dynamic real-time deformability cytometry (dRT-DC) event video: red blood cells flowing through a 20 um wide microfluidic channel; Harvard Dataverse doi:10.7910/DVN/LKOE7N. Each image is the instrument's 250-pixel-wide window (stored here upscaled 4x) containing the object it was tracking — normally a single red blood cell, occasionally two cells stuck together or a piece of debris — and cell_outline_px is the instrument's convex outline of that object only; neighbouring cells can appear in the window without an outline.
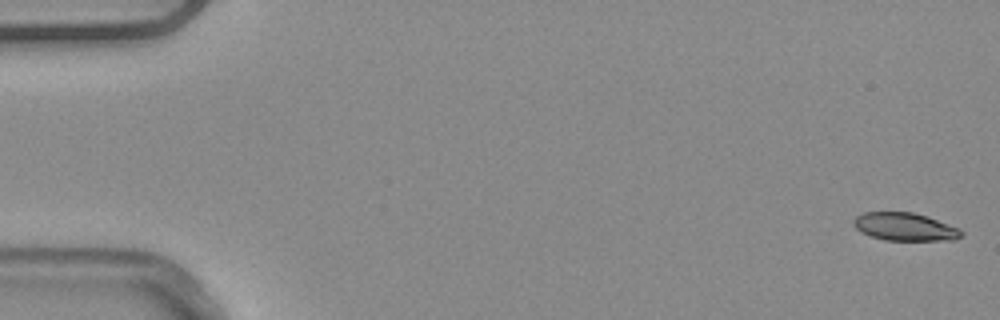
{"species": "common noctule bat (a hibernating species)", "species_latin": "Nyctalus noctula", "temperature_condition": "warm", "stored_images_in_passage": 52, "camera_frame_rate_fps": 3000, "um_per_image_px": 0.085, "animal": {"sex": "male", "body_mass_g": 20.4}, "frame": {"image": 1, "passage_image": 1, "time_ms": 0.0, "image_size_px": [1000, 320], "cell_outline_px": [[964, 232], [956, 240], [884, 240], [860, 232], [852, 224], [852, 220], [856, 216], [864, 212], [912, 212], [928, 216], [960, 228]], "centroid_in_image_um": [76.91, 19.27], "position_along_channel_um": 8.1, "area_um2": 17.69}}
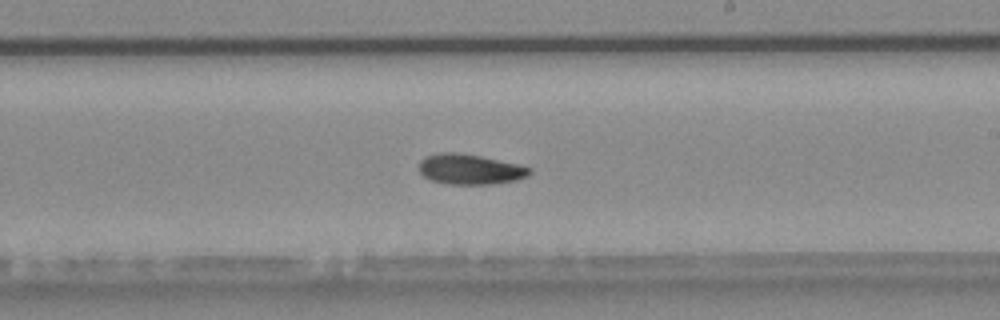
{"frame": {"image": 2, "passage_image": 31, "time_ms": 10.0, "image_size_px": [1000, 320], "cell_outline_px": [[532, 172], [528, 176], [516, 180], [492, 184], [448, 184], [432, 180], [424, 176], [420, 172], [420, 160], [424, 156], [440, 152], [460, 152], [520, 164], [532, 168]], "centroid_in_image_um": [39.97, 14.37], "position_along_channel_um": 249.0, "area_um2": 19.65}}
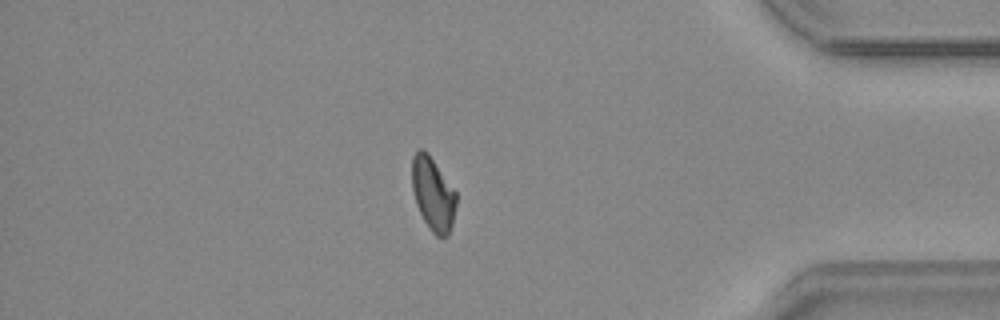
{"frame": {"image": 3, "passage_image": 45, "time_ms": 14.667, "image_size_px": [1000, 320], "cell_outline_px": [[456, 204], [452, 224], [448, 236], [436, 236], [432, 232], [424, 220], [416, 204], [412, 192], [412, 156], [420, 148], [424, 148], [428, 152], [456, 192]], "centroid_in_image_um": [36.79, 16.46], "position_along_channel_um": 398.4, "area_um2": 18.9}, "authors_computed_cell_mechanics": {"area_um2": 19.0451, "velocity_mm_per_s": 3.8986, "shape_relaxation_time_tau1_ms": 7.6557, "shape_relaxation_time_tau2_ms": null, "deformation_change_tau1": 0.1441, "deformation_change_tau2": null}}